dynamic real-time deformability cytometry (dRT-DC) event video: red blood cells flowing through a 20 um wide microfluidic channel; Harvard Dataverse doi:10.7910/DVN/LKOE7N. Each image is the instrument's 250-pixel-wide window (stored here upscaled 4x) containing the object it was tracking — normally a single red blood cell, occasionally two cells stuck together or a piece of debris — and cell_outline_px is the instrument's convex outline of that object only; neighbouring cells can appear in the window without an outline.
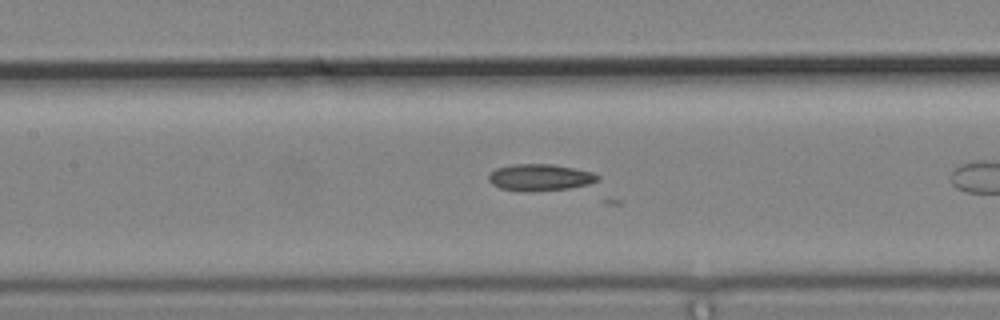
{"species": "common noctule bat (a hibernating species)", "species_latin": "Nyctalus noctula", "temperature_condition": "cold", "stored_images_in_passage": 20, "camera_frame_rate_fps": 3000, "um_per_image_px": 0.085, "animal": {"sex": "male", "body_mass_g": 19.2, "forearm_length_mm": 51.8}, "frame": {"image": 1, "passage_image": 9, "time_ms": 2.667, "image_size_px": [1000, 320], "cell_outline_px": [[600, 180], [588, 184], [568, 188], [532, 192], [524, 192], [500, 188], [492, 184], [488, 180], [488, 176], [496, 168], [512, 164], [552, 164], [592, 172], [600, 176]], "centroid_in_image_um": [45.88, 15.09], "position_along_channel_um": 161.5, "area_um2": 16.99}}
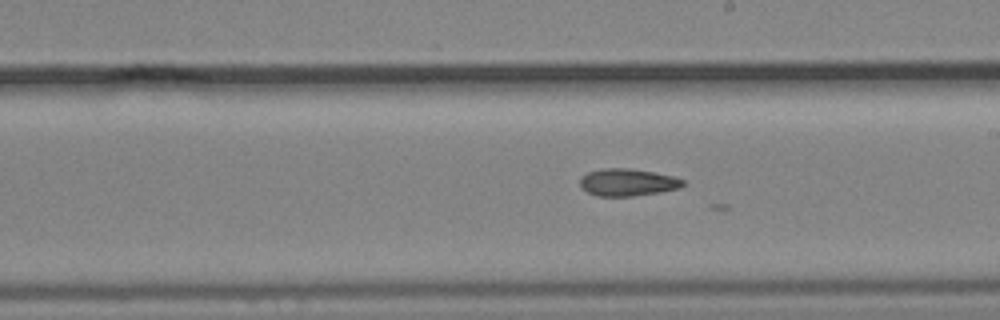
{"frame": {"image": 2, "passage_image": 15, "time_ms": 4.667, "image_size_px": [1000, 320], "cell_outline_px": [[684, 184], [680, 188], [660, 192], [632, 196], [596, 196], [588, 192], [580, 184], [580, 176], [588, 172], [600, 168], [628, 168], [652, 172], [672, 176], [684, 180]], "centroid_in_image_um": [53.32, 15.49], "position_along_channel_um": 235.7, "area_um2": 16.3}}